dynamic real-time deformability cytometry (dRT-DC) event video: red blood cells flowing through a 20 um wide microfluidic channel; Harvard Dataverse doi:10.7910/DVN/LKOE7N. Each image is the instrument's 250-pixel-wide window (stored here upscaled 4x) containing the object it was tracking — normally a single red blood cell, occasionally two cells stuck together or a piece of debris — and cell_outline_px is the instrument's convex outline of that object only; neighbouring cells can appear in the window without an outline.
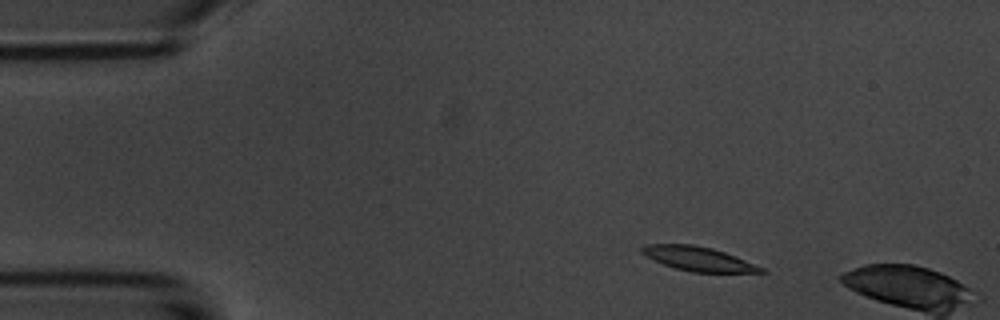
{"species": "common noctule bat (a hibernating species)", "species_latin": "Nyctalus noctula", "temperature_condition": "room temperature", "stored_images_in_passage": 3, "camera_frame_rate_fps": 3000, "um_per_image_px": 0.085, "animal": {"sex": "male", "body_mass_g": 20.1, "forearm_length_mm": 53.5}, "frame": {"image": 1, "passage_image": 2, "time_ms": 1.333, "image_size_px": [1000, 320], "cell_outline_px": [[768, 272], [692, 272], [676, 268], [652, 260], [644, 256], [640, 252], [640, 248], [648, 244], [692, 244], [712, 248], [736, 256], [764, 268]], "centroid_in_image_um": [59.32, 21.99], "position_along_channel_um": 25.7, "area_um2": 16.76}}